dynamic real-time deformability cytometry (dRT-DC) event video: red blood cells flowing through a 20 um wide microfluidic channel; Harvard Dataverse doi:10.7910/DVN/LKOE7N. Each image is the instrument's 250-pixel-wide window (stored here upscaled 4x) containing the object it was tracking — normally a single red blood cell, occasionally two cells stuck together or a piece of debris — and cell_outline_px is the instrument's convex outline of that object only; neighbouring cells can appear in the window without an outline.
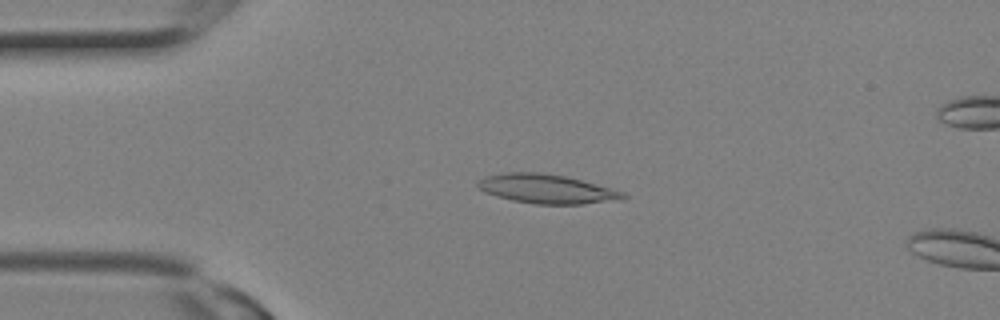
{"species": "Egyptian fruit bat (a non-hibernating species)", "species_latin": "Rousettus aegyptiacus", "temperature_condition": "room temperature", "stored_images_in_passage": 2, "camera_frame_rate_fps": 3000, "um_per_image_px": 0.085, "animal": {"sex": "female"}, "frame": {"image": 1, "passage_image": 1, "time_ms": 0.0, "image_size_px": [1000, 320], "cell_outline_px": [[628, 196], [584, 204], [536, 204], [512, 200], [496, 196], [484, 192], [476, 188], [476, 184], [484, 176], [504, 172], [540, 172], [564, 176], [612, 188], [624, 192]], "centroid_in_image_um": [46.35, 16.04], "position_along_channel_um": 38.6, "area_um2": 24.39}}